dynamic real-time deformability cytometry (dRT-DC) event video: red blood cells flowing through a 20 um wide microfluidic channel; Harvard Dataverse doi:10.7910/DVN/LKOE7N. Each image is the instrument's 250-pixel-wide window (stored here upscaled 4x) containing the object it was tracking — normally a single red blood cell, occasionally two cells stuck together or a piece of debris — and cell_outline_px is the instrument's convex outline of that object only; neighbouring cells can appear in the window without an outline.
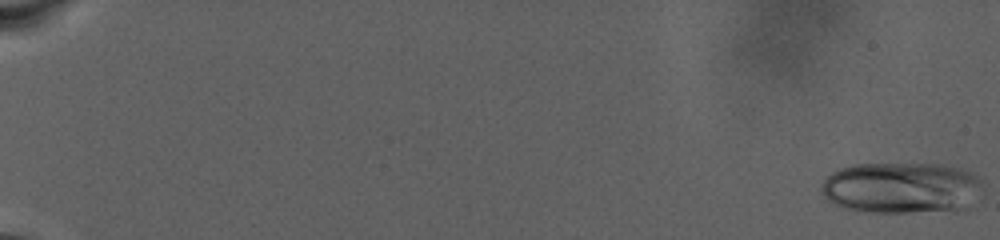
{"species": "human", "species_latin": "Homo sapiens", "temperature_condition": "warm", "stored_images_in_passage": 86, "camera_frame_rate_fps": 3000, "um_per_image_px": 0.085, "donor": {"sex": "male"}, "frame": {"image": 1, "passage_image": 1, "time_ms": 0.0, "image_size_px": [1000, 240], "cell_outline_px": [[984, 180], [956, 212], [856, 212], [844, 208], [828, 200], [820, 192], [820, 188], [824, 180], [832, 172], [840, 168], [856, 164], [944, 164], [960, 168]], "centroid_in_image_um": [76.5, 15.96], "position_along_channel_um": 8.5, "area_um2": 47.8}}
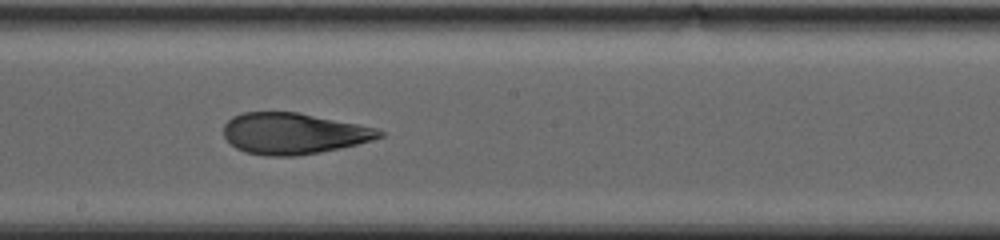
{"frame": {"image": 2, "passage_image": 53, "time_ms": 17.333, "image_size_px": [1000, 240], "cell_outline_px": [[384, 136], [372, 140], [340, 148], [320, 152], [296, 156], [268, 156], [244, 152], [236, 148], [224, 136], [224, 124], [232, 116], [244, 112], [296, 112], [376, 128], [384, 132]], "centroid_in_image_um": [24.92, 11.35], "position_along_channel_um": 223.3, "area_um2": 37.11}}
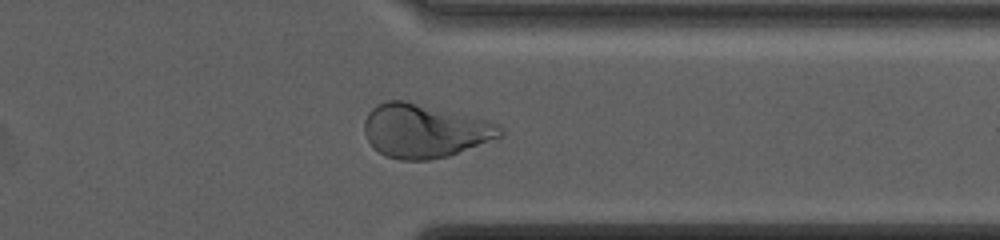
{"frame": {"image": 3, "passage_image": 71, "time_ms": 23.333, "image_size_px": [1000, 240], "cell_outline_px": [[504, 136], [448, 156], [428, 160], [400, 160], [384, 156], [372, 148], [364, 132], [364, 120], [368, 112], [376, 104], [384, 100], [404, 100], [500, 124], [504, 128]], "centroid_in_image_um": [36.05, 11.13], "position_along_channel_um": 375.3, "area_um2": 42.54}, "authors_computed_cell_mechanics": {"area_um2": 42.5408, "velocity_mm_per_s": 2.5386, "shape_relaxation_time_tau1_ms": null, "shape_relaxation_time_tau2_ms": 2.7066, "deformation_change_tau1": null, "deformation_change_tau2": 0.0903}}